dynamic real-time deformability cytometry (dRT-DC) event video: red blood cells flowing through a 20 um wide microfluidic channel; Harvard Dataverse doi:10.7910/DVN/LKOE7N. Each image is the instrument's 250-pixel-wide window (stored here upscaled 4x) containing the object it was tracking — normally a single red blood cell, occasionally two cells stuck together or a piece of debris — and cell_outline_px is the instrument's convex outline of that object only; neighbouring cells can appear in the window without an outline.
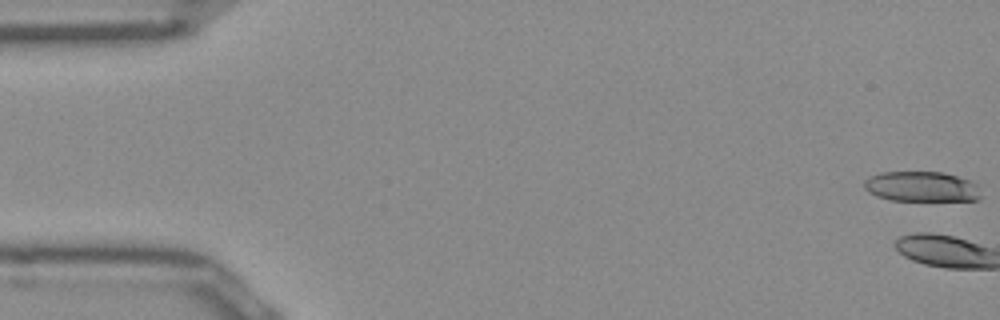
{"species": "Egyptian fruit bat (a non-hibernating species)", "species_latin": "Rousettus aegyptiacus", "temperature_condition": "room temperature", "stored_images_in_passage": 2, "camera_frame_rate_fps": 3000, "um_per_image_px": 0.085, "frame": {"image": 1, "passage_image": 1, "time_ms": 0.0, "image_size_px": [1000, 320], "cell_outline_px": [[980, 200], [892, 200], [876, 196], [868, 192], [864, 188], [864, 180], [868, 176], [880, 172], [944, 172], [968, 180], [976, 184], [980, 196]], "centroid_in_image_um": [78.27, 15.85], "position_along_channel_um": 6.7, "area_um2": 20.46}}